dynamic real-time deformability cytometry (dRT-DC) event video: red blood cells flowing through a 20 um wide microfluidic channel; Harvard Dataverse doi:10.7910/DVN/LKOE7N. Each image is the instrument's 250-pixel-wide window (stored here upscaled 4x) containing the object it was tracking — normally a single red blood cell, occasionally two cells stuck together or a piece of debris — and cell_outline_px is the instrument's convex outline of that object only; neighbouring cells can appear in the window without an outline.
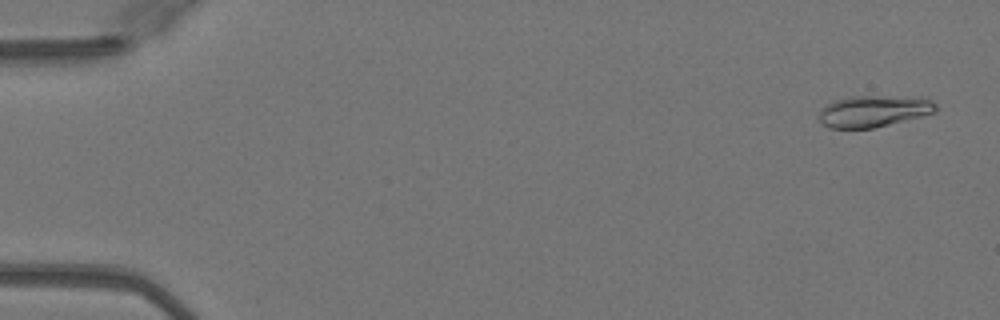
{"species": "Egyptian fruit bat (a non-hibernating species)", "species_latin": "Rousettus aegyptiacus", "temperature_condition": "warm", "stored_images_in_passage": 39, "camera_frame_rate_fps": 3000, "um_per_image_px": 0.085, "animal": {"sex": "female"}, "frame": {"image": 1, "passage_image": 2, "time_ms": 0.333, "image_size_px": [1000, 320], "cell_outline_px": [[936, 112], [872, 128], [828, 128], [820, 120], [820, 108], [824, 104], [832, 100], [848, 96], [872, 96], [932, 100], [936, 104]], "centroid_in_image_um": [74.15, 9.45], "position_along_channel_um": 10.9, "area_um2": 20.98}}
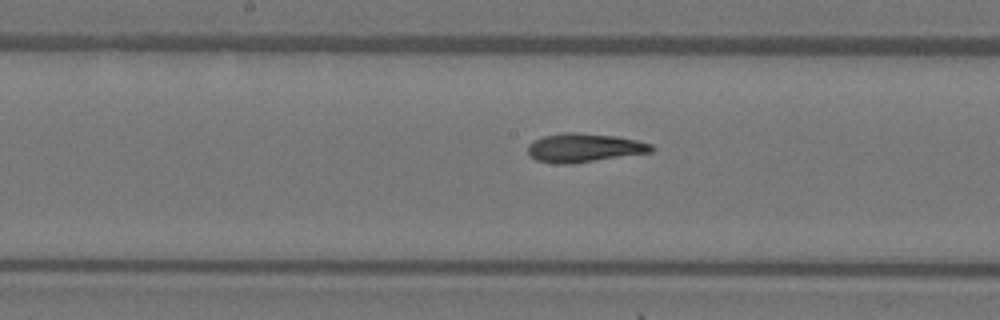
{"frame": {"image": 2, "passage_image": 26, "time_ms": 8.333, "image_size_px": [1000, 320], "cell_outline_px": [[656, 148], [652, 152], [572, 164], [556, 164], [536, 160], [528, 152], [528, 144], [532, 140], [544, 136], [560, 132], [576, 132], [616, 136], [636, 140], [652, 144]], "centroid_in_image_um": [49.65, 12.56], "position_along_channel_um": 198.5, "area_um2": 20.92}}
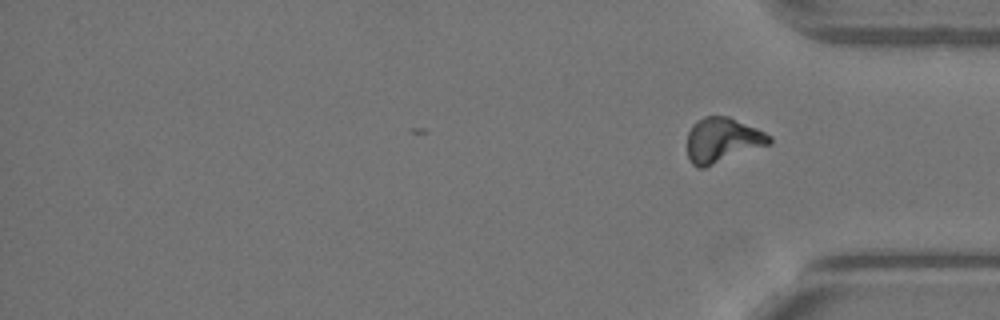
{"frame": {"image": 3, "passage_image": 39, "time_ms": 12.667, "image_size_px": [1000, 320], "cell_outline_px": [[772, 144], [704, 168], [696, 168], [688, 160], [688, 132], [692, 124], [696, 120], [704, 116], [728, 116], [756, 128], [772, 136]], "centroid_in_image_um": [61.4, 11.92], "position_along_channel_um": 373.8, "area_um2": 21.73}, "authors_computed_cell_mechanics": {"area_um2": 20.519, "velocity_mm_per_s": 4.0999, "shape_relaxation_time_tau1_ms": null, "shape_relaxation_time_tau2_ms": 3.4891, "deformation_change_tau1": null, "deformation_change_tau2": 0.1052}}